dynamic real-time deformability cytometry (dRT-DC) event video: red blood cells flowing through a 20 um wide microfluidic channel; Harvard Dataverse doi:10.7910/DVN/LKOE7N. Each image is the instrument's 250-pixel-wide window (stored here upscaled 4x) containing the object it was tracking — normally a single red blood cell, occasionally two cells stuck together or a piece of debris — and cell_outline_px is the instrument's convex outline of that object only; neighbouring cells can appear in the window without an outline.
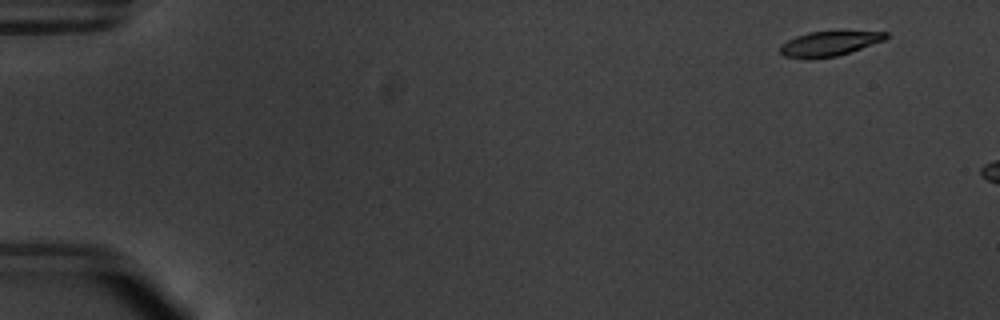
{"species": "common noctule bat (a hibernating species)", "species_latin": "Nyctalus noctula", "temperature_condition": "warm", "stored_images_in_passage": 8, "camera_frame_rate_fps": 3000, "um_per_image_px": 0.085, "animal": {"sex": "male", "body_mass_g": 20.1, "forearm_length_mm": 53.5}, "frame": {"image": 1, "passage_image": 3, "time_ms": 0.667, "image_size_px": [1000, 320], "cell_outline_px": [[888, 36], [884, 40], [836, 56], [812, 60], [808, 60], [784, 56], [780, 52], [780, 44], [796, 36], [808, 32], [840, 28], [888, 32]], "centroid_in_image_um": [70.5, 3.65], "position_along_channel_um": 14.5, "area_um2": 16.24}}